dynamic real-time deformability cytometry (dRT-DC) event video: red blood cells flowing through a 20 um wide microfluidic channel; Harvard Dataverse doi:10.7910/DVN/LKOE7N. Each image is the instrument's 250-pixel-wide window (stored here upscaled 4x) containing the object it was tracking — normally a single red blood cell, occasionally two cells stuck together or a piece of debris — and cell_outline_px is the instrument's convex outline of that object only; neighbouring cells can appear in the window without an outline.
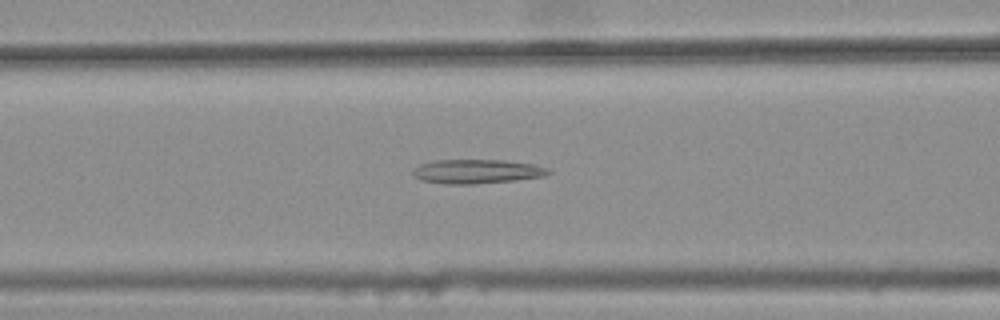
{"species": "common noctule bat (a hibernating species)", "species_latin": "Nyctalus noctula", "temperature_condition": "warm", "stored_images_in_passage": 30, "camera_frame_rate_fps": 3000, "um_per_image_px": 0.085, "animal": {"sex": "female", "body_mass_g": 25.1}, "frame": {"image": 1, "passage_image": 5, "time_ms": 1.333, "image_size_px": [1000, 320], "cell_outline_px": [[552, 172], [544, 176], [512, 180], [472, 184], [444, 184], [420, 180], [412, 172], [420, 164], [436, 160], [504, 160], [532, 164], [548, 168]], "centroid_in_image_um": [40.53, 14.57], "position_along_channel_um": 126.1, "area_um2": 18.84}}
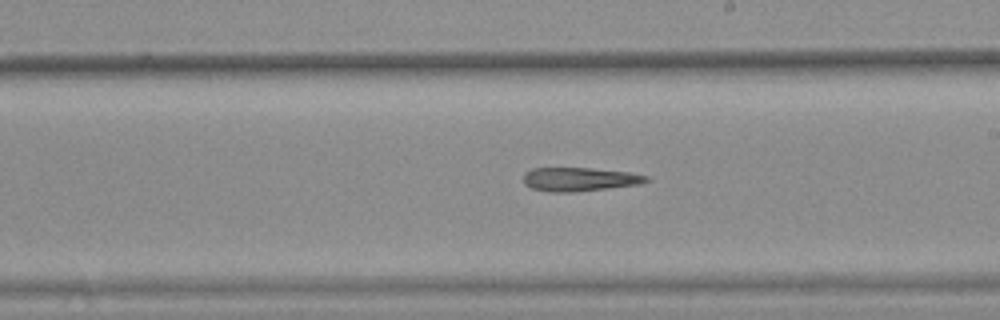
{"frame": {"image": 2, "passage_image": 14, "time_ms": 4.333, "image_size_px": [1000, 320], "cell_outline_px": [[652, 180], [636, 184], [608, 188], [572, 192], [548, 192], [532, 188], [524, 184], [524, 172], [532, 168], [592, 168], [632, 172], [648, 176]], "centroid_in_image_um": [49.26, 15.23], "position_along_channel_um": 239.7, "area_um2": 17.05}}
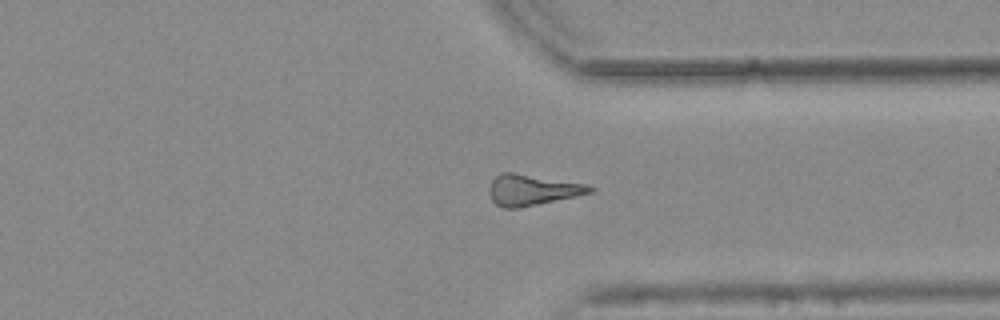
{"frame": {"image": 3, "passage_image": 24, "time_ms": 7.667, "image_size_px": [1000, 320], "cell_outline_px": [[596, 188], [592, 192], [576, 196], [520, 208], [504, 208], [496, 204], [492, 200], [488, 192], [488, 188], [492, 180], [500, 172], [512, 172], [588, 184]], "centroid_in_image_um": [45.22, 16.14], "position_along_channel_um": 366.2, "area_um2": 18.21}}